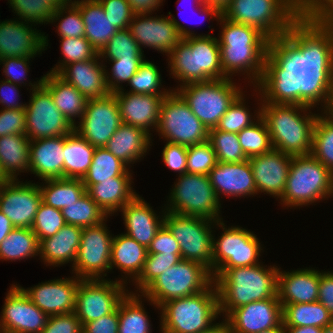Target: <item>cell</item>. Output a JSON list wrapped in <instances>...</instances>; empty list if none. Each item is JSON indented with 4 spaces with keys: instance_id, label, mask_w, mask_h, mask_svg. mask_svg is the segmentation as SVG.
Segmentation results:
<instances>
[{
    "instance_id": "6da1fadb",
    "label": "cell",
    "mask_w": 333,
    "mask_h": 333,
    "mask_svg": "<svg viewBox=\"0 0 333 333\" xmlns=\"http://www.w3.org/2000/svg\"><path fill=\"white\" fill-rule=\"evenodd\" d=\"M258 91L272 147L291 156L311 154L318 114L310 109L319 105L312 89L293 70L278 85L258 87Z\"/></svg>"
},
{
    "instance_id": "7a4b0ae2",
    "label": "cell",
    "mask_w": 333,
    "mask_h": 333,
    "mask_svg": "<svg viewBox=\"0 0 333 333\" xmlns=\"http://www.w3.org/2000/svg\"><path fill=\"white\" fill-rule=\"evenodd\" d=\"M219 21L223 79L244 72L256 89L273 87L294 70V63L259 29L231 22L222 15Z\"/></svg>"
},
{
    "instance_id": "3957f363",
    "label": "cell",
    "mask_w": 333,
    "mask_h": 333,
    "mask_svg": "<svg viewBox=\"0 0 333 333\" xmlns=\"http://www.w3.org/2000/svg\"><path fill=\"white\" fill-rule=\"evenodd\" d=\"M221 15L259 29L293 63L312 40L302 29L296 0H231Z\"/></svg>"
},
{
    "instance_id": "277c9868",
    "label": "cell",
    "mask_w": 333,
    "mask_h": 333,
    "mask_svg": "<svg viewBox=\"0 0 333 333\" xmlns=\"http://www.w3.org/2000/svg\"><path fill=\"white\" fill-rule=\"evenodd\" d=\"M260 263L227 269L212 276L218 292L219 314L225 318L236 308L254 301L278 297L279 268Z\"/></svg>"
},
{
    "instance_id": "5b68a950",
    "label": "cell",
    "mask_w": 333,
    "mask_h": 333,
    "mask_svg": "<svg viewBox=\"0 0 333 333\" xmlns=\"http://www.w3.org/2000/svg\"><path fill=\"white\" fill-rule=\"evenodd\" d=\"M167 56L180 86L223 79L218 39L209 34L182 38Z\"/></svg>"
},
{
    "instance_id": "8992f818",
    "label": "cell",
    "mask_w": 333,
    "mask_h": 333,
    "mask_svg": "<svg viewBox=\"0 0 333 333\" xmlns=\"http://www.w3.org/2000/svg\"><path fill=\"white\" fill-rule=\"evenodd\" d=\"M161 333H199L219 317L218 292L213 282L206 290L165 302L160 309Z\"/></svg>"
},
{
    "instance_id": "52a82bcc",
    "label": "cell",
    "mask_w": 333,
    "mask_h": 333,
    "mask_svg": "<svg viewBox=\"0 0 333 333\" xmlns=\"http://www.w3.org/2000/svg\"><path fill=\"white\" fill-rule=\"evenodd\" d=\"M333 173L312 154L293 156L281 204L310 205L332 195Z\"/></svg>"
},
{
    "instance_id": "ba28073f",
    "label": "cell",
    "mask_w": 333,
    "mask_h": 333,
    "mask_svg": "<svg viewBox=\"0 0 333 333\" xmlns=\"http://www.w3.org/2000/svg\"><path fill=\"white\" fill-rule=\"evenodd\" d=\"M213 282L204 265L182 259L153 280L141 296L159 309L167 301L202 292Z\"/></svg>"
},
{
    "instance_id": "9c48e42d",
    "label": "cell",
    "mask_w": 333,
    "mask_h": 333,
    "mask_svg": "<svg viewBox=\"0 0 333 333\" xmlns=\"http://www.w3.org/2000/svg\"><path fill=\"white\" fill-rule=\"evenodd\" d=\"M231 78L189 83L175 91L183 98L193 114L209 130L216 128L220 118L242 93Z\"/></svg>"
},
{
    "instance_id": "30bf717a",
    "label": "cell",
    "mask_w": 333,
    "mask_h": 333,
    "mask_svg": "<svg viewBox=\"0 0 333 333\" xmlns=\"http://www.w3.org/2000/svg\"><path fill=\"white\" fill-rule=\"evenodd\" d=\"M169 195L166 211L220 221L221 203L208 175H179ZM220 203V204H219Z\"/></svg>"
},
{
    "instance_id": "8fae6325",
    "label": "cell",
    "mask_w": 333,
    "mask_h": 333,
    "mask_svg": "<svg viewBox=\"0 0 333 333\" xmlns=\"http://www.w3.org/2000/svg\"><path fill=\"white\" fill-rule=\"evenodd\" d=\"M164 224L177 240L181 259L204 265L213 275V234L216 221L162 211ZM213 223V225H212ZM212 225V226H211Z\"/></svg>"
},
{
    "instance_id": "7c38bea8",
    "label": "cell",
    "mask_w": 333,
    "mask_h": 333,
    "mask_svg": "<svg viewBox=\"0 0 333 333\" xmlns=\"http://www.w3.org/2000/svg\"><path fill=\"white\" fill-rule=\"evenodd\" d=\"M166 142L192 146L208 141L209 130L174 90L164 97L156 128Z\"/></svg>"
},
{
    "instance_id": "4fadbf2b",
    "label": "cell",
    "mask_w": 333,
    "mask_h": 333,
    "mask_svg": "<svg viewBox=\"0 0 333 333\" xmlns=\"http://www.w3.org/2000/svg\"><path fill=\"white\" fill-rule=\"evenodd\" d=\"M294 71L312 89L317 103L324 104L322 116L333 120V52L312 39L294 62Z\"/></svg>"
},
{
    "instance_id": "5bb4252c",
    "label": "cell",
    "mask_w": 333,
    "mask_h": 333,
    "mask_svg": "<svg viewBox=\"0 0 333 333\" xmlns=\"http://www.w3.org/2000/svg\"><path fill=\"white\" fill-rule=\"evenodd\" d=\"M215 225L223 229L218 240L213 236V275L221 276L227 269L259 264L261 243L251 231L233 226L225 228L223 221ZM217 240V241H216Z\"/></svg>"
},
{
    "instance_id": "9a60e30c",
    "label": "cell",
    "mask_w": 333,
    "mask_h": 333,
    "mask_svg": "<svg viewBox=\"0 0 333 333\" xmlns=\"http://www.w3.org/2000/svg\"><path fill=\"white\" fill-rule=\"evenodd\" d=\"M81 279L76 293L75 314L82 326L114 312L128 293L127 279ZM126 281V282H125Z\"/></svg>"
},
{
    "instance_id": "2e32d148",
    "label": "cell",
    "mask_w": 333,
    "mask_h": 333,
    "mask_svg": "<svg viewBox=\"0 0 333 333\" xmlns=\"http://www.w3.org/2000/svg\"><path fill=\"white\" fill-rule=\"evenodd\" d=\"M31 85L32 95L26 104V132L30 141L70 134L74 126L55 106L42 78Z\"/></svg>"
},
{
    "instance_id": "e0dca14e",
    "label": "cell",
    "mask_w": 333,
    "mask_h": 333,
    "mask_svg": "<svg viewBox=\"0 0 333 333\" xmlns=\"http://www.w3.org/2000/svg\"><path fill=\"white\" fill-rule=\"evenodd\" d=\"M105 222L82 228L80 245L73 272L80 279H102L110 271L113 237Z\"/></svg>"
},
{
    "instance_id": "ac0fdd59",
    "label": "cell",
    "mask_w": 333,
    "mask_h": 333,
    "mask_svg": "<svg viewBox=\"0 0 333 333\" xmlns=\"http://www.w3.org/2000/svg\"><path fill=\"white\" fill-rule=\"evenodd\" d=\"M153 17L146 14H134L128 29L140 48H153L168 55L182 38L196 36L172 16Z\"/></svg>"
},
{
    "instance_id": "d6986e66",
    "label": "cell",
    "mask_w": 333,
    "mask_h": 333,
    "mask_svg": "<svg viewBox=\"0 0 333 333\" xmlns=\"http://www.w3.org/2000/svg\"><path fill=\"white\" fill-rule=\"evenodd\" d=\"M74 130L94 147H105L122 124L114 93L106 97L88 99L86 109Z\"/></svg>"
},
{
    "instance_id": "ffe728a7",
    "label": "cell",
    "mask_w": 333,
    "mask_h": 333,
    "mask_svg": "<svg viewBox=\"0 0 333 333\" xmlns=\"http://www.w3.org/2000/svg\"><path fill=\"white\" fill-rule=\"evenodd\" d=\"M41 203L39 184L6 180L0 189V211L16 228H31Z\"/></svg>"
},
{
    "instance_id": "44dd1931",
    "label": "cell",
    "mask_w": 333,
    "mask_h": 333,
    "mask_svg": "<svg viewBox=\"0 0 333 333\" xmlns=\"http://www.w3.org/2000/svg\"><path fill=\"white\" fill-rule=\"evenodd\" d=\"M48 318L17 284H12L0 318V329L4 333H41Z\"/></svg>"
},
{
    "instance_id": "7402d4cb",
    "label": "cell",
    "mask_w": 333,
    "mask_h": 333,
    "mask_svg": "<svg viewBox=\"0 0 333 333\" xmlns=\"http://www.w3.org/2000/svg\"><path fill=\"white\" fill-rule=\"evenodd\" d=\"M230 333H259L283 324L278 297L254 301L234 309L226 318Z\"/></svg>"
},
{
    "instance_id": "603a6c76",
    "label": "cell",
    "mask_w": 333,
    "mask_h": 333,
    "mask_svg": "<svg viewBox=\"0 0 333 333\" xmlns=\"http://www.w3.org/2000/svg\"><path fill=\"white\" fill-rule=\"evenodd\" d=\"M75 277V278H74ZM77 276L54 279L30 289L19 286L29 299L48 316L72 313L76 308Z\"/></svg>"
},
{
    "instance_id": "cb8c5ba5",
    "label": "cell",
    "mask_w": 333,
    "mask_h": 333,
    "mask_svg": "<svg viewBox=\"0 0 333 333\" xmlns=\"http://www.w3.org/2000/svg\"><path fill=\"white\" fill-rule=\"evenodd\" d=\"M29 24L19 20L0 22V59L11 57L34 58V56L47 49L48 37L35 28L33 29V25L30 26Z\"/></svg>"
},
{
    "instance_id": "d4e9b609",
    "label": "cell",
    "mask_w": 333,
    "mask_h": 333,
    "mask_svg": "<svg viewBox=\"0 0 333 333\" xmlns=\"http://www.w3.org/2000/svg\"><path fill=\"white\" fill-rule=\"evenodd\" d=\"M293 156L272 148L269 152L250 157L249 163L257 193L266 192L281 198L285 190Z\"/></svg>"
},
{
    "instance_id": "484cf974",
    "label": "cell",
    "mask_w": 333,
    "mask_h": 333,
    "mask_svg": "<svg viewBox=\"0 0 333 333\" xmlns=\"http://www.w3.org/2000/svg\"><path fill=\"white\" fill-rule=\"evenodd\" d=\"M123 124L142 128L150 136V127L157 128L161 103L165 96L134 94L124 88L114 92Z\"/></svg>"
},
{
    "instance_id": "4316f807",
    "label": "cell",
    "mask_w": 333,
    "mask_h": 333,
    "mask_svg": "<svg viewBox=\"0 0 333 333\" xmlns=\"http://www.w3.org/2000/svg\"><path fill=\"white\" fill-rule=\"evenodd\" d=\"M215 193L230 197L257 194L249 160L242 162H217L208 174Z\"/></svg>"
},
{
    "instance_id": "83f0119b",
    "label": "cell",
    "mask_w": 333,
    "mask_h": 333,
    "mask_svg": "<svg viewBox=\"0 0 333 333\" xmlns=\"http://www.w3.org/2000/svg\"><path fill=\"white\" fill-rule=\"evenodd\" d=\"M100 56L88 61L65 65L57 75L73 85L87 99L106 97L110 92L106 84V67L99 62Z\"/></svg>"
},
{
    "instance_id": "f1b7e54d",
    "label": "cell",
    "mask_w": 333,
    "mask_h": 333,
    "mask_svg": "<svg viewBox=\"0 0 333 333\" xmlns=\"http://www.w3.org/2000/svg\"><path fill=\"white\" fill-rule=\"evenodd\" d=\"M320 271L313 268L280 271L278 298L281 304L311 303L318 301Z\"/></svg>"
},
{
    "instance_id": "f546056e",
    "label": "cell",
    "mask_w": 333,
    "mask_h": 333,
    "mask_svg": "<svg viewBox=\"0 0 333 333\" xmlns=\"http://www.w3.org/2000/svg\"><path fill=\"white\" fill-rule=\"evenodd\" d=\"M119 211L122 212L127 230L125 234L148 248L158 230L164 224V215L159 218L149 203L147 204L139 195Z\"/></svg>"
},
{
    "instance_id": "4dcf8cb0",
    "label": "cell",
    "mask_w": 333,
    "mask_h": 333,
    "mask_svg": "<svg viewBox=\"0 0 333 333\" xmlns=\"http://www.w3.org/2000/svg\"><path fill=\"white\" fill-rule=\"evenodd\" d=\"M63 136L30 141V171L40 179L63 178Z\"/></svg>"
},
{
    "instance_id": "1f68e13d",
    "label": "cell",
    "mask_w": 333,
    "mask_h": 333,
    "mask_svg": "<svg viewBox=\"0 0 333 333\" xmlns=\"http://www.w3.org/2000/svg\"><path fill=\"white\" fill-rule=\"evenodd\" d=\"M82 227L63 226L56 234L39 242V255L44 264L59 266L76 261ZM70 261V262H69Z\"/></svg>"
},
{
    "instance_id": "d6a6232c",
    "label": "cell",
    "mask_w": 333,
    "mask_h": 333,
    "mask_svg": "<svg viewBox=\"0 0 333 333\" xmlns=\"http://www.w3.org/2000/svg\"><path fill=\"white\" fill-rule=\"evenodd\" d=\"M130 172L128 169L123 175L93 184L86 190L91 199L108 216L120 210L138 195L132 190Z\"/></svg>"
},
{
    "instance_id": "836d02e7",
    "label": "cell",
    "mask_w": 333,
    "mask_h": 333,
    "mask_svg": "<svg viewBox=\"0 0 333 333\" xmlns=\"http://www.w3.org/2000/svg\"><path fill=\"white\" fill-rule=\"evenodd\" d=\"M151 136L142 128L121 124L108 140L105 148L127 166L141 157L151 146Z\"/></svg>"
},
{
    "instance_id": "e575fe53",
    "label": "cell",
    "mask_w": 333,
    "mask_h": 333,
    "mask_svg": "<svg viewBox=\"0 0 333 333\" xmlns=\"http://www.w3.org/2000/svg\"><path fill=\"white\" fill-rule=\"evenodd\" d=\"M42 85L50 92L55 106L73 125L75 118H82L88 99L73 85L65 82L57 74L48 72L42 77Z\"/></svg>"
},
{
    "instance_id": "d590c367",
    "label": "cell",
    "mask_w": 333,
    "mask_h": 333,
    "mask_svg": "<svg viewBox=\"0 0 333 333\" xmlns=\"http://www.w3.org/2000/svg\"><path fill=\"white\" fill-rule=\"evenodd\" d=\"M85 25V38L99 53L118 29L105 15L99 0H75Z\"/></svg>"
},
{
    "instance_id": "8d00e7d4",
    "label": "cell",
    "mask_w": 333,
    "mask_h": 333,
    "mask_svg": "<svg viewBox=\"0 0 333 333\" xmlns=\"http://www.w3.org/2000/svg\"><path fill=\"white\" fill-rule=\"evenodd\" d=\"M147 254V248L129 235H113L110 270L116 266L135 281L142 272Z\"/></svg>"
},
{
    "instance_id": "74e56055",
    "label": "cell",
    "mask_w": 333,
    "mask_h": 333,
    "mask_svg": "<svg viewBox=\"0 0 333 333\" xmlns=\"http://www.w3.org/2000/svg\"><path fill=\"white\" fill-rule=\"evenodd\" d=\"M30 139L26 134L0 137V170L7 180L30 171ZM17 173V174H16Z\"/></svg>"
},
{
    "instance_id": "f35d334b",
    "label": "cell",
    "mask_w": 333,
    "mask_h": 333,
    "mask_svg": "<svg viewBox=\"0 0 333 333\" xmlns=\"http://www.w3.org/2000/svg\"><path fill=\"white\" fill-rule=\"evenodd\" d=\"M95 149L75 130L63 135V178L82 180L92 163Z\"/></svg>"
},
{
    "instance_id": "ab89813d",
    "label": "cell",
    "mask_w": 333,
    "mask_h": 333,
    "mask_svg": "<svg viewBox=\"0 0 333 333\" xmlns=\"http://www.w3.org/2000/svg\"><path fill=\"white\" fill-rule=\"evenodd\" d=\"M302 29L319 39L333 25V0H296Z\"/></svg>"
},
{
    "instance_id": "60d3db41",
    "label": "cell",
    "mask_w": 333,
    "mask_h": 333,
    "mask_svg": "<svg viewBox=\"0 0 333 333\" xmlns=\"http://www.w3.org/2000/svg\"><path fill=\"white\" fill-rule=\"evenodd\" d=\"M284 327L315 326L324 328L333 323V315L318 302L281 304Z\"/></svg>"
},
{
    "instance_id": "b9f144b4",
    "label": "cell",
    "mask_w": 333,
    "mask_h": 333,
    "mask_svg": "<svg viewBox=\"0 0 333 333\" xmlns=\"http://www.w3.org/2000/svg\"><path fill=\"white\" fill-rule=\"evenodd\" d=\"M43 181L45 184L39 185L42 202L55 209L66 208L71 203L77 202L86 193L81 179L56 178Z\"/></svg>"
},
{
    "instance_id": "7bdbcfd3",
    "label": "cell",
    "mask_w": 333,
    "mask_h": 333,
    "mask_svg": "<svg viewBox=\"0 0 333 333\" xmlns=\"http://www.w3.org/2000/svg\"><path fill=\"white\" fill-rule=\"evenodd\" d=\"M140 296L138 293L128 292L119 303L117 307L118 333H151L149 316L142 305Z\"/></svg>"
},
{
    "instance_id": "ee69618b",
    "label": "cell",
    "mask_w": 333,
    "mask_h": 333,
    "mask_svg": "<svg viewBox=\"0 0 333 333\" xmlns=\"http://www.w3.org/2000/svg\"><path fill=\"white\" fill-rule=\"evenodd\" d=\"M105 147H96L92 163L82 179L86 190L93 184L123 175L129 168Z\"/></svg>"
},
{
    "instance_id": "f6af8a7d",
    "label": "cell",
    "mask_w": 333,
    "mask_h": 333,
    "mask_svg": "<svg viewBox=\"0 0 333 333\" xmlns=\"http://www.w3.org/2000/svg\"><path fill=\"white\" fill-rule=\"evenodd\" d=\"M39 254V241L31 228H14L0 244V260H22Z\"/></svg>"
},
{
    "instance_id": "bcb514c9",
    "label": "cell",
    "mask_w": 333,
    "mask_h": 333,
    "mask_svg": "<svg viewBox=\"0 0 333 333\" xmlns=\"http://www.w3.org/2000/svg\"><path fill=\"white\" fill-rule=\"evenodd\" d=\"M61 213L66 224L82 228L106 222L108 218V215L91 199L87 192L77 202L62 209Z\"/></svg>"
},
{
    "instance_id": "7dc6e473",
    "label": "cell",
    "mask_w": 333,
    "mask_h": 333,
    "mask_svg": "<svg viewBox=\"0 0 333 333\" xmlns=\"http://www.w3.org/2000/svg\"><path fill=\"white\" fill-rule=\"evenodd\" d=\"M237 135L241 148L248 159L269 152L273 148L267 125L261 116Z\"/></svg>"
},
{
    "instance_id": "c3c4849f",
    "label": "cell",
    "mask_w": 333,
    "mask_h": 333,
    "mask_svg": "<svg viewBox=\"0 0 333 333\" xmlns=\"http://www.w3.org/2000/svg\"><path fill=\"white\" fill-rule=\"evenodd\" d=\"M311 154L333 173V120L318 115Z\"/></svg>"
},
{
    "instance_id": "681fc988",
    "label": "cell",
    "mask_w": 333,
    "mask_h": 333,
    "mask_svg": "<svg viewBox=\"0 0 333 333\" xmlns=\"http://www.w3.org/2000/svg\"><path fill=\"white\" fill-rule=\"evenodd\" d=\"M143 50L131 35L129 29L118 30L99 52L101 59H145Z\"/></svg>"
},
{
    "instance_id": "f907efd6",
    "label": "cell",
    "mask_w": 333,
    "mask_h": 333,
    "mask_svg": "<svg viewBox=\"0 0 333 333\" xmlns=\"http://www.w3.org/2000/svg\"><path fill=\"white\" fill-rule=\"evenodd\" d=\"M211 143L218 162H242L248 160L239 143L237 133L209 129Z\"/></svg>"
},
{
    "instance_id": "816d5d0a",
    "label": "cell",
    "mask_w": 333,
    "mask_h": 333,
    "mask_svg": "<svg viewBox=\"0 0 333 333\" xmlns=\"http://www.w3.org/2000/svg\"><path fill=\"white\" fill-rule=\"evenodd\" d=\"M161 79L158 67L152 62L144 60L128 83L132 87L129 92L134 94L167 96L172 90L169 91L165 88L164 91L159 90L162 86Z\"/></svg>"
},
{
    "instance_id": "f5cc1de1",
    "label": "cell",
    "mask_w": 333,
    "mask_h": 333,
    "mask_svg": "<svg viewBox=\"0 0 333 333\" xmlns=\"http://www.w3.org/2000/svg\"><path fill=\"white\" fill-rule=\"evenodd\" d=\"M19 20L38 24L51 23L57 7L50 0H8Z\"/></svg>"
},
{
    "instance_id": "db71d44e",
    "label": "cell",
    "mask_w": 333,
    "mask_h": 333,
    "mask_svg": "<svg viewBox=\"0 0 333 333\" xmlns=\"http://www.w3.org/2000/svg\"><path fill=\"white\" fill-rule=\"evenodd\" d=\"M243 93H241L235 101L230 105L227 112L220 118L217 130H222L225 132L239 133L245 127L250 126L261 116V109H258L256 115H250V110L245 106ZM249 110V111H248Z\"/></svg>"
},
{
    "instance_id": "11a10c76",
    "label": "cell",
    "mask_w": 333,
    "mask_h": 333,
    "mask_svg": "<svg viewBox=\"0 0 333 333\" xmlns=\"http://www.w3.org/2000/svg\"><path fill=\"white\" fill-rule=\"evenodd\" d=\"M61 54L63 60L52 68L50 73L57 74L65 65L77 62L88 61L96 58L99 53L85 37L61 38Z\"/></svg>"
},
{
    "instance_id": "9f6ffc18",
    "label": "cell",
    "mask_w": 333,
    "mask_h": 333,
    "mask_svg": "<svg viewBox=\"0 0 333 333\" xmlns=\"http://www.w3.org/2000/svg\"><path fill=\"white\" fill-rule=\"evenodd\" d=\"M181 254H147L142 272L134 281L141 293L153 280L166 269L181 261Z\"/></svg>"
},
{
    "instance_id": "6f0895ef",
    "label": "cell",
    "mask_w": 333,
    "mask_h": 333,
    "mask_svg": "<svg viewBox=\"0 0 333 333\" xmlns=\"http://www.w3.org/2000/svg\"><path fill=\"white\" fill-rule=\"evenodd\" d=\"M64 13L66 16L60 18L63 17ZM57 20H60V23L57 26V32L60 38L85 37V25L83 23L80 9L74 3L57 8L53 14L51 23H56Z\"/></svg>"
},
{
    "instance_id": "680465c9",
    "label": "cell",
    "mask_w": 333,
    "mask_h": 333,
    "mask_svg": "<svg viewBox=\"0 0 333 333\" xmlns=\"http://www.w3.org/2000/svg\"><path fill=\"white\" fill-rule=\"evenodd\" d=\"M65 225L66 221L61 210L42 202L37 210L31 229L40 242L42 239L56 234Z\"/></svg>"
},
{
    "instance_id": "91938a15",
    "label": "cell",
    "mask_w": 333,
    "mask_h": 333,
    "mask_svg": "<svg viewBox=\"0 0 333 333\" xmlns=\"http://www.w3.org/2000/svg\"><path fill=\"white\" fill-rule=\"evenodd\" d=\"M187 173L208 175L217 164L216 154L209 141L187 147Z\"/></svg>"
},
{
    "instance_id": "94428289",
    "label": "cell",
    "mask_w": 333,
    "mask_h": 333,
    "mask_svg": "<svg viewBox=\"0 0 333 333\" xmlns=\"http://www.w3.org/2000/svg\"><path fill=\"white\" fill-rule=\"evenodd\" d=\"M145 59H117L112 62L111 74L106 70V84L110 93L122 90L120 83H129L131 77L137 72ZM111 75V76H109ZM121 85V86H120Z\"/></svg>"
},
{
    "instance_id": "6125c7cd",
    "label": "cell",
    "mask_w": 333,
    "mask_h": 333,
    "mask_svg": "<svg viewBox=\"0 0 333 333\" xmlns=\"http://www.w3.org/2000/svg\"><path fill=\"white\" fill-rule=\"evenodd\" d=\"M105 15L109 17L112 24L118 29H128L134 16L127 0H99Z\"/></svg>"
},
{
    "instance_id": "be15d7a7",
    "label": "cell",
    "mask_w": 333,
    "mask_h": 333,
    "mask_svg": "<svg viewBox=\"0 0 333 333\" xmlns=\"http://www.w3.org/2000/svg\"><path fill=\"white\" fill-rule=\"evenodd\" d=\"M26 132L25 109L0 110V137L21 135Z\"/></svg>"
},
{
    "instance_id": "e7e4bbea",
    "label": "cell",
    "mask_w": 333,
    "mask_h": 333,
    "mask_svg": "<svg viewBox=\"0 0 333 333\" xmlns=\"http://www.w3.org/2000/svg\"><path fill=\"white\" fill-rule=\"evenodd\" d=\"M83 326L75 312L49 316L41 333H79Z\"/></svg>"
},
{
    "instance_id": "03108f58",
    "label": "cell",
    "mask_w": 333,
    "mask_h": 333,
    "mask_svg": "<svg viewBox=\"0 0 333 333\" xmlns=\"http://www.w3.org/2000/svg\"><path fill=\"white\" fill-rule=\"evenodd\" d=\"M162 158L169 169L178 172L179 175L187 173V146L166 142Z\"/></svg>"
},
{
    "instance_id": "003e7915",
    "label": "cell",
    "mask_w": 333,
    "mask_h": 333,
    "mask_svg": "<svg viewBox=\"0 0 333 333\" xmlns=\"http://www.w3.org/2000/svg\"><path fill=\"white\" fill-rule=\"evenodd\" d=\"M148 254H181L180 246L170 230L163 224L147 248Z\"/></svg>"
},
{
    "instance_id": "a7ac6f4b",
    "label": "cell",
    "mask_w": 333,
    "mask_h": 333,
    "mask_svg": "<svg viewBox=\"0 0 333 333\" xmlns=\"http://www.w3.org/2000/svg\"><path fill=\"white\" fill-rule=\"evenodd\" d=\"M31 58L26 57H11L0 59L3 66V73L6 76L5 80L11 83L20 85L24 83L27 73L29 72V60ZM26 74V75H25ZM25 77V78H24Z\"/></svg>"
},
{
    "instance_id": "89a4df30",
    "label": "cell",
    "mask_w": 333,
    "mask_h": 333,
    "mask_svg": "<svg viewBox=\"0 0 333 333\" xmlns=\"http://www.w3.org/2000/svg\"><path fill=\"white\" fill-rule=\"evenodd\" d=\"M82 329L87 333H118V309L106 316L98 318L97 320L85 323Z\"/></svg>"
},
{
    "instance_id": "2644e50d",
    "label": "cell",
    "mask_w": 333,
    "mask_h": 333,
    "mask_svg": "<svg viewBox=\"0 0 333 333\" xmlns=\"http://www.w3.org/2000/svg\"><path fill=\"white\" fill-rule=\"evenodd\" d=\"M318 302L333 315V272H320Z\"/></svg>"
},
{
    "instance_id": "8c879c8a",
    "label": "cell",
    "mask_w": 333,
    "mask_h": 333,
    "mask_svg": "<svg viewBox=\"0 0 333 333\" xmlns=\"http://www.w3.org/2000/svg\"><path fill=\"white\" fill-rule=\"evenodd\" d=\"M0 82H2L0 83V104L5 106L4 109H25L26 103L22 104L17 102V98L20 97L17 87L19 85L6 80ZM14 95L17 96V98Z\"/></svg>"
},
{
    "instance_id": "753ad0ef",
    "label": "cell",
    "mask_w": 333,
    "mask_h": 333,
    "mask_svg": "<svg viewBox=\"0 0 333 333\" xmlns=\"http://www.w3.org/2000/svg\"><path fill=\"white\" fill-rule=\"evenodd\" d=\"M134 14H151L162 4L163 0H127ZM161 3V4H160Z\"/></svg>"
},
{
    "instance_id": "34e18365",
    "label": "cell",
    "mask_w": 333,
    "mask_h": 333,
    "mask_svg": "<svg viewBox=\"0 0 333 333\" xmlns=\"http://www.w3.org/2000/svg\"><path fill=\"white\" fill-rule=\"evenodd\" d=\"M14 228L11 221L0 211V244Z\"/></svg>"
},
{
    "instance_id": "11e5206c",
    "label": "cell",
    "mask_w": 333,
    "mask_h": 333,
    "mask_svg": "<svg viewBox=\"0 0 333 333\" xmlns=\"http://www.w3.org/2000/svg\"><path fill=\"white\" fill-rule=\"evenodd\" d=\"M196 1V5L200 6L199 7V11H201L202 13H204L206 16H208V18L210 19L211 17H215L217 20L220 18L221 13L212 6H208L204 3V0H193Z\"/></svg>"
},
{
    "instance_id": "2a66077c",
    "label": "cell",
    "mask_w": 333,
    "mask_h": 333,
    "mask_svg": "<svg viewBox=\"0 0 333 333\" xmlns=\"http://www.w3.org/2000/svg\"><path fill=\"white\" fill-rule=\"evenodd\" d=\"M285 333H322L323 328L315 326L284 327Z\"/></svg>"
},
{
    "instance_id": "b9fcfbb0",
    "label": "cell",
    "mask_w": 333,
    "mask_h": 333,
    "mask_svg": "<svg viewBox=\"0 0 333 333\" xmlns=\"http://www.w3.org/2000/svg\"><path fill=\"white\" fill-rule=\"evenodd\" d=\"M199 333H230V330L227 320L223 319V322L221 323L214 322V324L210 326L208 329L203 330Z\"/></svg>"
},
{
    "instance_id": "09005b40",
    "label": "cell",
    "mask_w": 333,
    "mask_h": 333,
    "mask_svg": "<svg viewBox=\"0 0 333 333\" xmlns=\"http://www.w3.org/2000/svg\"><path fill=\"white\" fill-rule=\"evenodd\" d=\"M318 40L333 52V25Z\"/></svg>"
},
{
    "instance_id": "979ff035",
    "label": "cell",
    "mask_w": 333,
    "mask_h": 333,
    "mask_svg": "<svg viewBox=\"0 0 333 333\" xmlns=\"http://www.w3.org/2000/svg\"><path fill=\"white\" fill-rule=\"evenodd\" d=\"M231 0H204L208 6L215 7L221 14L228 7Z\"/></svg>"
},
{
    "instance_id": "deb4b68c",
    "label": "cell",
    "mask_w": 333,
    "mask_h": 333,
    "mask_svg": "<svg viewBox=\"0 0 333 333\" xmlns=\"http://www.w3.org/2000/svg\"><path fill=\"white\" fill-rule=\"evenodd\" d=\"M57 8L74 3L72 0H50Z\"/></svg>"
},
{
    "instance_id": "67dfc351",
    "label": "cell",
    "mask_w": 333,
    "mask_h": 333,
    "mask_svg": "<svg viewBox=\"0 0 333 333\" xmlns=\"http://www.w3.org/2000/svg\"><path fill=\"white\" fill-rule=\"evenodd\" d=\"M259 333H285V331H284V325L282 324L279 327H276V328H273V329L264 330V331H261Z\"/></svg>"
},
{
    "instance_id": "b62a3aed",
    "label": "cell",
    "mask_w": 333,
    "mask_h": 333,
    "mask_svg": "<svg viewBox=\"0 0 333 333\" xmlns=\"http://www.w3.org/2000/svg\"><path fill=\"white\" fill-rule=\"evenodd\" d=\"M322 333H333V323L325 326Z\"/></svg>"
},
{
    "instance_id": "603ad722",
    "label": "cell",
    "mask_w": 333,
    "mask_h": 333,
    "mask_svg": "<svg viewBox=\"0 0 333 333\" xmlns=\"http://www.w3.org/2000/svg\"><path fill=\"white\" fill-rule=\"evenodd\" d=\"M7 179L5 177H0V189Z\"/></svg>"
},
{
    "instance_id": "5803f987",
    "label": "cell",
    "mask_w": 333,
    "mask_h": 333,
    "mask_svg": "<svg viewBox=\"0 0 333 333\" xmlns=\"http://www.w3.org/2000/svg\"><path fill=\"white\" fill-rule=\"evenodd\" d=\"M79 333H87L84 329H82Z\"/></svg>"
}]
</instances>
